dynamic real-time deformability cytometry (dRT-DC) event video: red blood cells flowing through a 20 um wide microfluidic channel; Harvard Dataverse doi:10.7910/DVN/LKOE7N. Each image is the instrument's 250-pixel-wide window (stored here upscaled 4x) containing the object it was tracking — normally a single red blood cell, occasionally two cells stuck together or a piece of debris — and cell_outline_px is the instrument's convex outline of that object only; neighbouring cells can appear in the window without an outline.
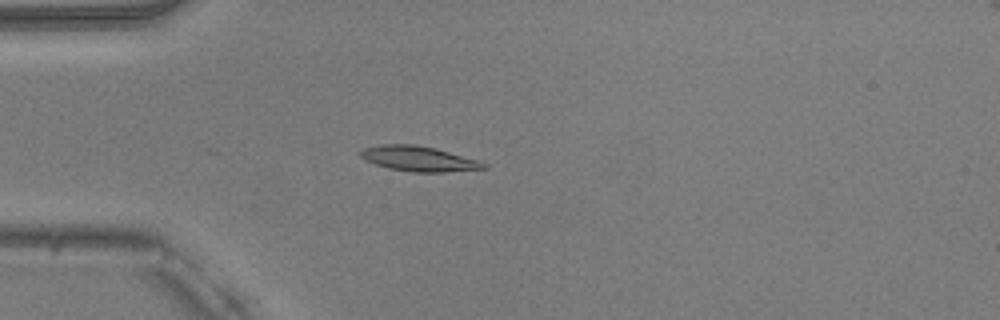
{"species": "common noctule bat (a hibernating species)", "species_latin": "Nyctalus noctula", "temperature_condition": "warm", "stored_images_in_passage": 51, "camera_frame_rate_fps": 3000, "um_per_image_px": 0.085, "animal": {"sex": "male", "body_mass_g": 20.5, "forearm_length_mm": 52.5}, "frame": {"image": 1, "passage_image": 15, "time_ms": 4.667, "image_size_px": [1000, 320], "cell_outline_px": [[488, 168], [444, 172], [412, 172], [388, 168], [364, 160], [360, 156], [360, 152], [364, 148], [380, 144], [416, 144], [436, 148], [480, 160], [488, 164]], "centroid_in_image_um": [35.62, 13.48], "position_along_channel_um": 49.4, "area_um2": 18.21}}
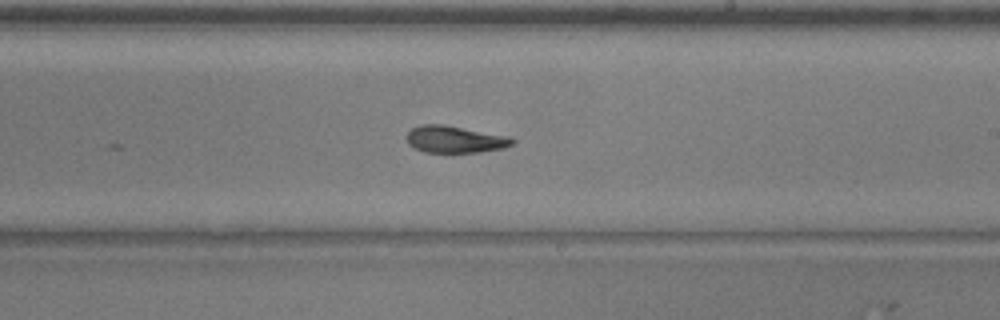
{"frame": {"image": 2, "passage_image": 31, "time_ms": 10.0, "image_size_px": [1000, 320], "cell_outline_px": [[516, 140], [512, 144], [504, 148], [480, 152], [424, 152], [408, 144], [408, 132], [412, 128], [420, 124], [444, 124], [508, 136]], "centroid_in_image_um": [38.68, 11.84], "position_along_channel_um": 250.3, "area_um2": 16.53}}
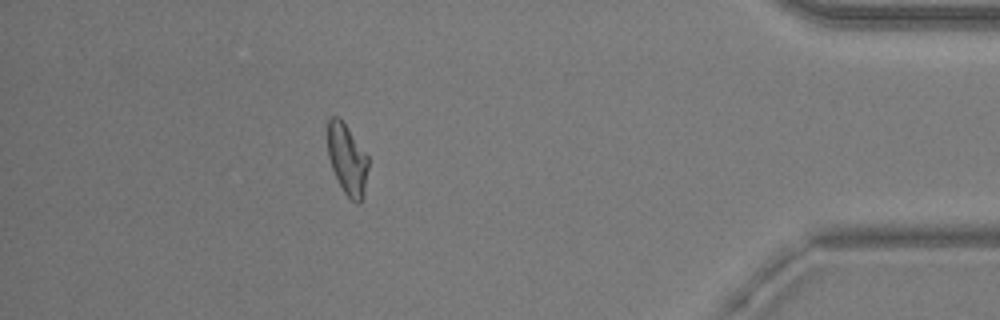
{"frame": {"image": 3, "passage_image": 46, "time_ms": 15.0, "image_size_px": [1000, 320], "cell_outline_px": [[368, 168], [364, 192], [360, 204], [356, 204], [344, 192], [332, 168], [328, 156], [328, 120], [332, 116], [340, 116], [368, 156]], "centroid_in_image_um": [29.52, 13.52], "position_along_channel_um": 405.7, "area_um2": 16.65}, "authors_computed_cell_mechanics": {"area_um2": 17.2244, "velocity_mm_per_s": 4.0138, "shape_relaxation_time_tau1_ms": null, "shape_relaxation_time_tau2_ms": 3.0667, "deformation_change_tau1": null, "deformation_change_tau2": 0.0963}}